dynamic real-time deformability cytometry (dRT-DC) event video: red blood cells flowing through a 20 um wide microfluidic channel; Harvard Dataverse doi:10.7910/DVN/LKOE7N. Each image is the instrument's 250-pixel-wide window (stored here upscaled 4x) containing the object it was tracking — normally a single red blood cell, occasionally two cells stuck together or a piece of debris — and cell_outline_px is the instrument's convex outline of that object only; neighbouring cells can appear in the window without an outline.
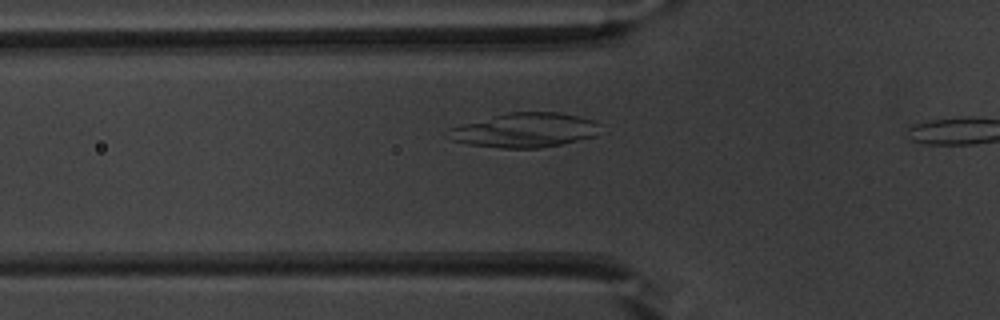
{"species": "common noctule bat (a hibernating species)", "species_latin": "Nyctalus noctula", "temperature_condition": "warm", "stored_images_in_passage": 6, "camera_frame_rate_fps": 3000, "um_per_image_px": 0.085, "animal": {"sex": "male", "body_mass_g": 20.1, "forearm_length_mm": 53.5}, "frame": {"image": 1, "passage_image": 4, "time_ms": 1.0, "image_size_px": [1000, 320], "cell_outline_px": [[600, 124], [596, 136], [560, 144], [540, 148], [500, 148], [468, 144], [452, 140], [448, 128], [460, 124], [508, 112], [560, 112], [596, 120]], "centroid_in_image_um": [44.63, 11.06], "position_along_channel_um": 81.2, "area_um2": 30.46}}